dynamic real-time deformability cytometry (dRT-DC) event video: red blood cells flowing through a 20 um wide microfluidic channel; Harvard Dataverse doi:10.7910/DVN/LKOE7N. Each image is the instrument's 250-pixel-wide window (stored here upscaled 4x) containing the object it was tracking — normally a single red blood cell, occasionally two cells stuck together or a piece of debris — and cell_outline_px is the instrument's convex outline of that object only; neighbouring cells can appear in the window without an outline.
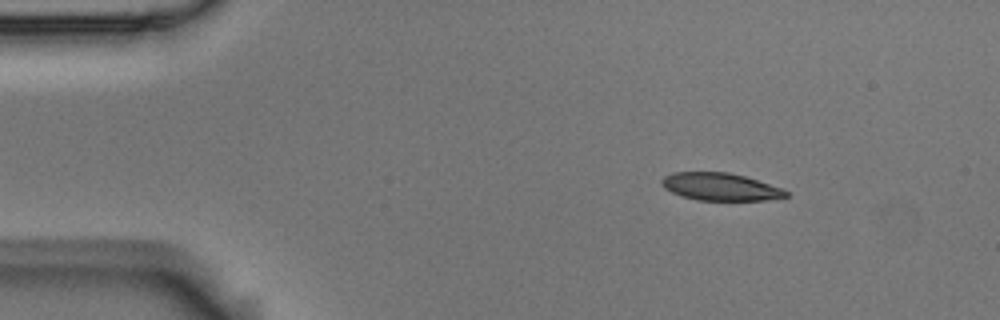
{"species": "Egyptian fruit bat (a non-hibernating species)", "species_latin": "Rousettus aegyptiacus", "temperature_condition": "room temperature", "stored_images_in_passage": 6, "camera_frame_rate_fps": 3000, "um_per_image_px": 0.085, "animal": {"sex": "male"}, "frame": {"image": 1, "passage_image": 1, "time_ms": 0.0, "image_size_px": [1000, 320], "cell_outline_px": [[788, 196], [764, 200], [696, 200], [680, 196], [664, 188], [660, 184], [660, 180], [664, 176], [672, 172], [728, 172], [744, 176], [784, 188], [788, 192]], "centroid_in_image_um": [61.19, 15.87], "position_along_channel_um": 23.8, "area_um2": 20.06}}
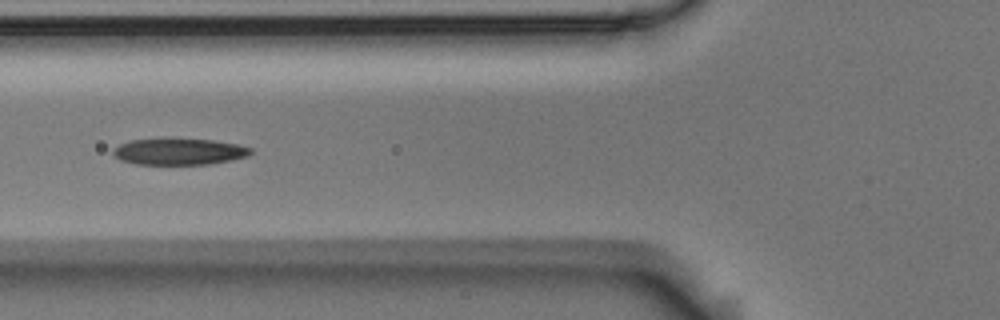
{"frame": {"image": 2, "passage_image": 4, "time_ms": 1.0, "image_size_px": [1000, 320], "cell_outline_px": [[252, 152], [248, 156], [208, 164], [136, 164], [120, 160], [112, 152], [112, 148], [128, 140], [160, 136], [172, 136], [212, 140], [240, 144], [252, 148]], "centroid_in_image_um": [15.17, 12.83], "position_along_channel_um": 110.6, "area_um2": 22.14}}
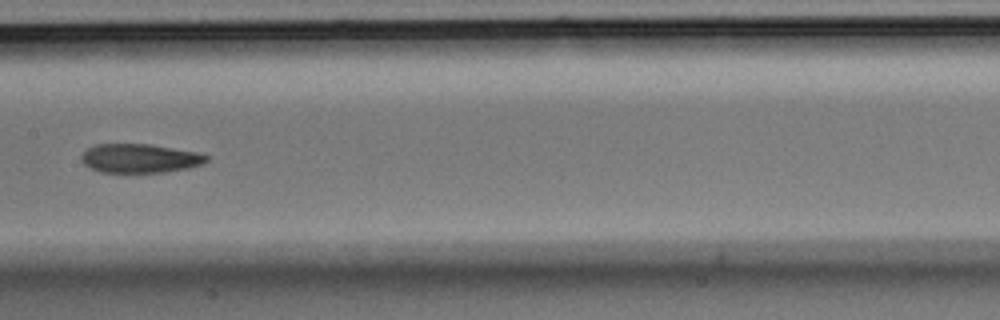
{"frame": {"image": 3, "passage_image": 6, "time_ms": 1.667, "image_size_px": [1000, 320], "cell_outline_px": [[208, 160], [204, 164], [188, 168], [164, 172], [100, 172], [84, 164], [80, 160], [80, 156], [88, 148], [96, 144], [148, 144], [200, 152], [208, 156]], "centroid_in_image_um": [11.91, 13.45], "position_along_channel_um": 195.5, "area_um2": 21.15}}